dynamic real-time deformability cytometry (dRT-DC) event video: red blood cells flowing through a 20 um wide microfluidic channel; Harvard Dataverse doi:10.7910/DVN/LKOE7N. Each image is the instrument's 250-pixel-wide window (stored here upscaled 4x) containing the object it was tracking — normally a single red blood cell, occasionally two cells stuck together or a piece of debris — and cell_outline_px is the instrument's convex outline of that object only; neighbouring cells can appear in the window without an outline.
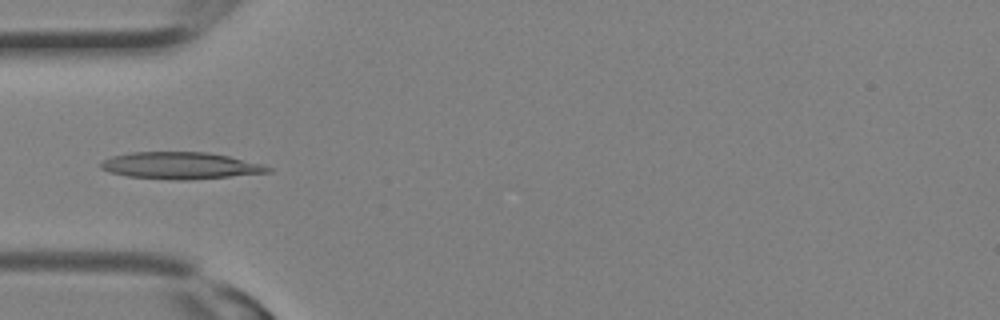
{"species": "Egyptian fruit bat (a non-hibernating species)", "species_latin": "Rousettus aegyptiacus", "temperature_condition": "room temperature", "stored_images_in_passage": 28, "camera_frame_rate_fps": 3000, "um_per_image_px": 0.085, "animal": {"sex": "female"}, "frame": {"image": 1, "passage_image": 8, "time_ms": 2.333, "image_size_px": [1000, 320], "cell_outline_px": [[272, 172], [188, 180], [176, 180], [128, 176], [108, 172], [100, 168], [100, 164], [104, 160], [112, 156], [128, 152], [208, 152], [228, 156], [260, 164], [272, 168]], "centroid_in_image_um": [15.3, 14.07], "position_along_channel_um": 69.7, "area_um2": 26.01}}
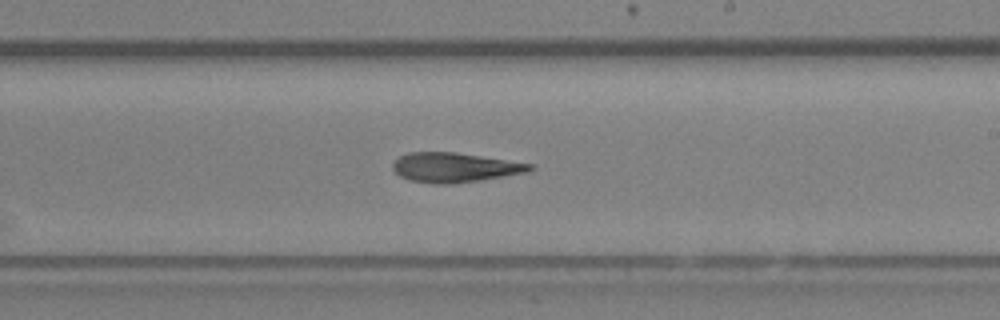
{"frame": {"image": 2, "passage_image": 16, "time_ms": 5.0, "image_size_px": [1000, 320], "cell_outline_px": [[536, 168], [528, 172], [480, 180], [452, 184], [432, 184], [408, 180], [400, 176], [392, 168], [392, 160], [408, 152], [456, 152], [532, 164]], "centroid_in_image_um": [38.61, 14.24], "position_along_channel_um": 250.4, "area_um2": 23.76}}
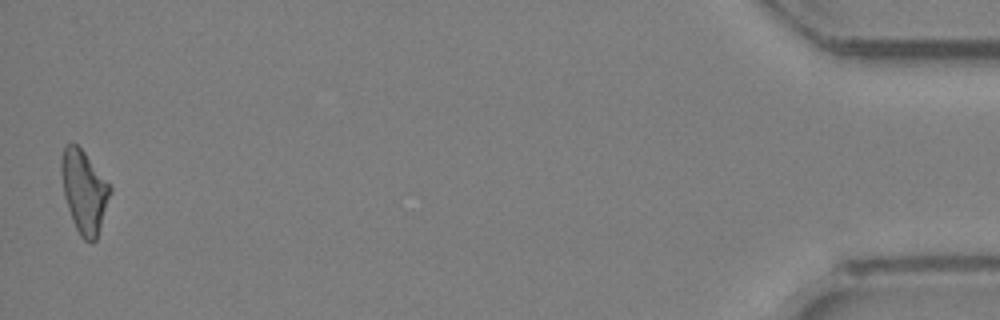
{"frame": {"image": 3, "passage_image": 28, "time_ms": 9.0, "image_size_px": [1000, 320], "cell_outline_px": [[112, 192], [96, 240], [84, 240], [80, 236], [72, 220], [64, 196], [60, 168], [60, 160], [64, 144], [76, 144], [84, 152], [112, 188]], "centroid_in_image_um": [7.13, 16.26], "position_along_channel_um": 428.1, "area_um2": 23.29}}